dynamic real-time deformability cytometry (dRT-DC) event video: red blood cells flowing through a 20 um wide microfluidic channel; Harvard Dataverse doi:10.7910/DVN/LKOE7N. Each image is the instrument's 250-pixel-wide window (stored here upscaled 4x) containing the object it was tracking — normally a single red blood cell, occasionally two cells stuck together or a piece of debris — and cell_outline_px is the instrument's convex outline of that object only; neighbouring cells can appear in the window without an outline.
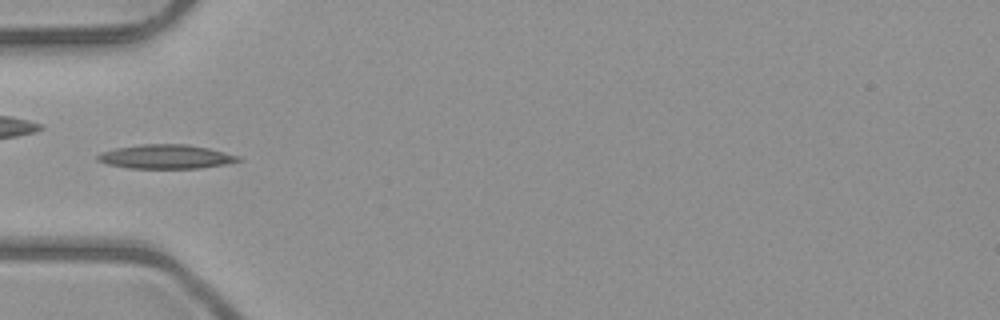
{"species": "common noctule bat (a hibernating species)", "species_latin": "Nyctalus noctula", "temperature_condition": "room temperature", "stored_images_in_passage": 5, "camera_frame_rate_fps": 3000, "um_per_image_px": 0.085, "animal": {"sex": "male", "body_mass_g": 23.1, "forearm_length_mm": 52.7}, "frame": {"image": 1, "passage_image": 5, "time_ms": 4.333, "image_size_px": [1000, 320], "cell_outline_px": [[244, 160], [224, 164], [200, 168], [128, 168], [108, 164], [96, 160], [96, 156], [100, 152], [116, 148], [144, 144], [188, 144], [208, 148], [240, 156]], "centroid_in_image_um": [14.1, 13.31], "position_along_channel_um": 70.9, "area_um2": 19.71}}